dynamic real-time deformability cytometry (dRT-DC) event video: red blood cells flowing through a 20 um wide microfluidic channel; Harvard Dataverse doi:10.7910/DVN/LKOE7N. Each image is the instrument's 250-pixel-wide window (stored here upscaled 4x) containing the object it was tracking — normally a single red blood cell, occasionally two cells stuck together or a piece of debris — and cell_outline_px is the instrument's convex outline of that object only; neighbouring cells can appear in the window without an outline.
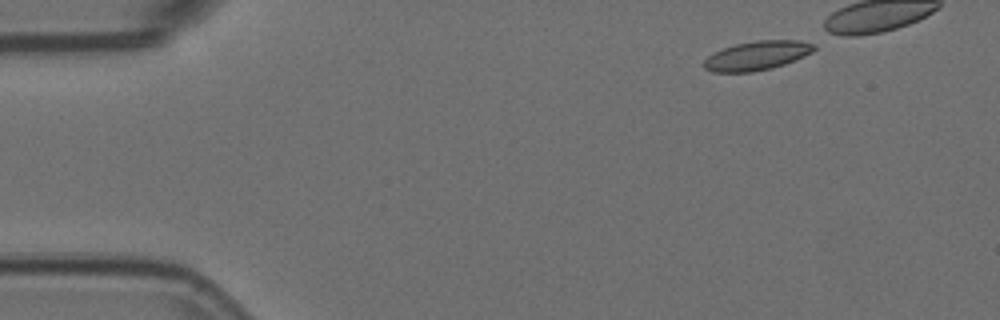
{"species": "Egyptian fruit bat (a non-hibernating species)", "species_latin": "Rousettus aegyptiacus", "temperature_condition": "room temperature", "stored_images_in_passage": 8, "camera_frame_rate_fps": 3000, "um_per_image_px": 0.085, "animal": {"sex": "female"}, "frame": {"image": 1, "passage_image": 1, "time_ms": 0.0, "image_size_px": [1000, 320], "cell_outline_px": [[816, 48], [812, 52], [804, 56], [784, 64], [772, 68], [752, 72], [712, 72], [704, 68], [704, 60], [708, 56], [724, 48], [736, 44], [756, 40], [816, 40]], "centroid_in_image_um": [64.42, 4.71], "position_along_channel_um": 20.6, "area_um2": 18.84}}
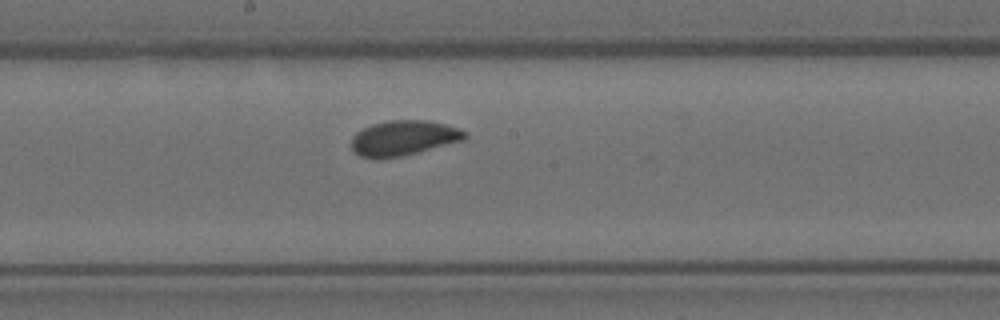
{"frame": {"image": 2, "passage_image": 8, "time_ms": 2.333, "image_size_px": [1000, 320], "cell_outline_px": [[468, 136], [464, 140], [400, 156], [376, 160], [360, 156], [352, 148], [352, 136], [356, 132], [372, 124], [388, 120], [428, 120], [460, 128], [468, 132]], "centroid_in_image_um": [34.3, 11.73], "position_along_channel_um": 213.9, "area_um2": 23.24}}